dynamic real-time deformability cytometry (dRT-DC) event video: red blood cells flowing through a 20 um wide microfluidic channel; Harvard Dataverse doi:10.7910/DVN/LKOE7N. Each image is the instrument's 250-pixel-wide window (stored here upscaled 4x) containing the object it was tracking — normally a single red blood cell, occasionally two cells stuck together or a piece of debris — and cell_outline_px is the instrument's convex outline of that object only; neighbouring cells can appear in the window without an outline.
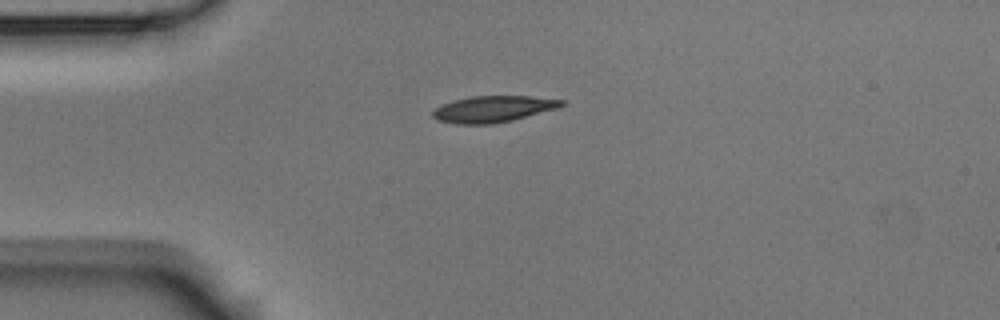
{"species": "Egyptian fruit bat (a non-hibernating species)", "species_latin": "Rousettus aegyptiacus", "temperature_condition": "room temperature", "stored_images_in_passage": 2, "camera_frame_rate_fps": 3000, "um_per_image_px": 0.085, "animal": {"sex": "male"}, "frame": {"image": 1, "passage_image": 1, "time_ms": 0.0, "image_size_px": [1000, 320], "cell_outline_px": [[564, 104], [556, 108], [512, 120], [492, 124], [460, 124], [436, 120], [432, 116], [432, 112], [436, 108], [444, 104], [456, 100], [472, 96], [528, 96], [564, 100]], "centroid_in_image_um": [41.89, 9.27], "position_along_channel_um": 43.1, "area_um2": 19.42}}